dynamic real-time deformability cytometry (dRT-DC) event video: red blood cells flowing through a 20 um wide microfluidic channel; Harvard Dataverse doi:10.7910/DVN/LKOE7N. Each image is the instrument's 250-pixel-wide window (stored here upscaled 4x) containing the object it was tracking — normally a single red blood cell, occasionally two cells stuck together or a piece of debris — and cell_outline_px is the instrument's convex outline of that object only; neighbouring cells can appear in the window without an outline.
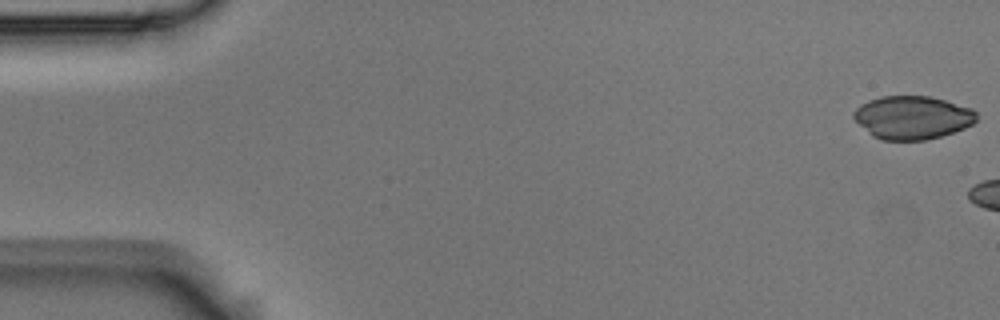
{"species": "Egyptian fruit bat (a non-hibernating species)", "species_latin": "Rousettus aegyptiacus", "temperature_condition": "room temperature", "stored_images_in_passage": 3, "camera_frame_rate_fps": 3000, "um_per_image_px": 0.085, "animal": {"sex": "male"}, "frame": {"image": 1, "passage_image": 1, "time_ms": 0.0, "image_size_px": [1000, 320], "cell_outline_px": [[976, 120], [972, 124], [964, 128], [940, 136], [924, 140], [880, 140], [872, 136], [852, 116], [852, 112], [860, 104], [868, 100], [880, 96], [928, 96], [944, 100], [972, 108], [976, 112]], "centroid_in_image_um": [77.52, 9.98], "position_along_channel_um": 7.5, "area_um2": 30.87}}